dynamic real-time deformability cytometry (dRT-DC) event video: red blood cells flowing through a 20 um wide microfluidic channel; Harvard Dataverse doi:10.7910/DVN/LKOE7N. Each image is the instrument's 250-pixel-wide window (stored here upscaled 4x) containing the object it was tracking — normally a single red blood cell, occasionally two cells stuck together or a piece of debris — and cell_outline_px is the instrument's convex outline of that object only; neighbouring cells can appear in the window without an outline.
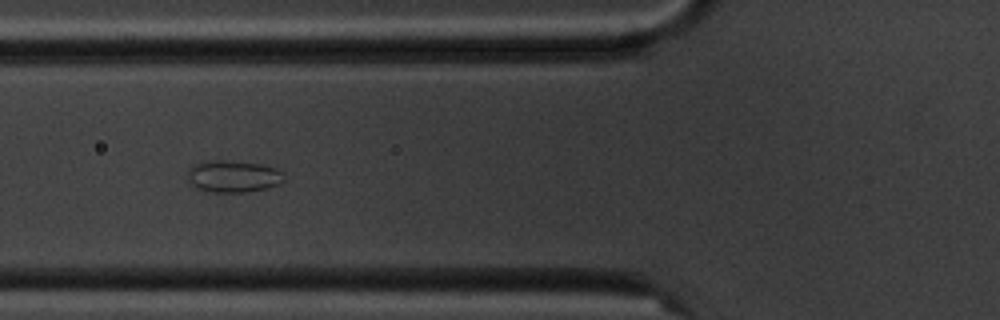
{"species": "common noctule bat (a hibernating species)", "species_latin": "Nyctalus noctula", "temperature_condition": "cold", "stored_images_in_passage": 7, "camera_frame_rate_fps": 3000, "um_per_image_px": 0.085, "animal": {"sex": "male", "body_mass_g": 20.1, "forearm_length_mm": 53.5}, "frame": {"image": 1, "passage_image": 5, "time_ms": 4.667, "image_size_px": [1000, 320], "cell_outline_px": [[284, 180], [280, 184], [268, 188], [248, 192], [212, 192], [196, 188], [188, 180], [188, 168], [192, 164], [212, 160], [224, 160], [260, 164], [276, 168], [284, 172]], "centroid_in_image_um": [19.84, 14.99], "position_along_channel_um": 106.0, "area_um2": 18.15}}
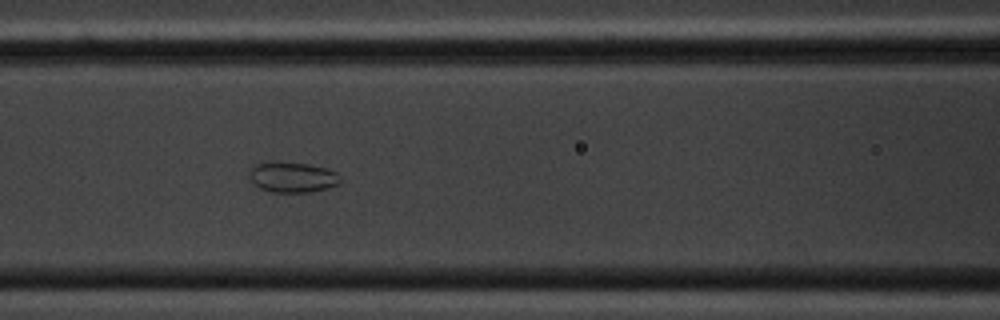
{"frame": {"image": 2, "passage_image": 6, "time_ms": 5.667, "image_size_px": [1000, 320], "cell_outline_px": [[344, 180], [340, 184], [328, 188], [308, 192], [272, 192], [260, 188], [248, 176], [252, 168], [256, 164], [272, 160], [308, 164], [328, 168], [336, 172]], "centroid_in_image_um": [24.91, 15.04], "position_along_channel_um": 141.7, "area_um2": 16.42}}